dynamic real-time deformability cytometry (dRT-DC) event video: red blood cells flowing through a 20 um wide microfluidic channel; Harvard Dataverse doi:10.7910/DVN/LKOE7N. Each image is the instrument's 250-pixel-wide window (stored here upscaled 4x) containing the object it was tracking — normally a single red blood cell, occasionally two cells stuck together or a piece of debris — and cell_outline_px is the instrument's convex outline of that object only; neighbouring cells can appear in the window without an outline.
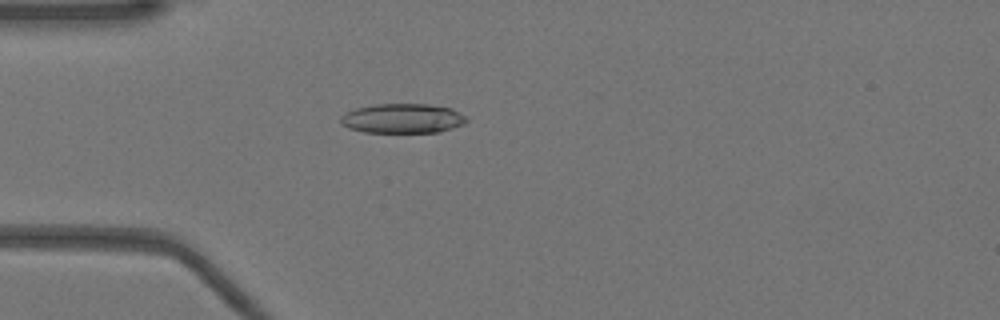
{"species": "Egyptian fruit bat (a non-hibernating species)", "species_latin": "Rousettus aegyptiacus", "temperature_condition": "warm", "stored_images_in_passage": 51, "camera_frame_rate_fps": 3000, "um_per_image_px": 0.085, "animal": {"sex": "female"}, "frame": {"image": 1, "passage_image": 14, "time_ms": 4.333, "image_size_px": [1000, 320], "cell_outline_px": [[468, 120], [464, 124], [440, 132], [364, 132], [348, 128], [340, 124], [340, 116], [356, 108], [376, 104], [428, 104], [452, 108], [468, 116]], "centroid_in_image_um": [34.25, 10.06], "position_along_channel_um": 50.8, "area_um2": 21.85}}
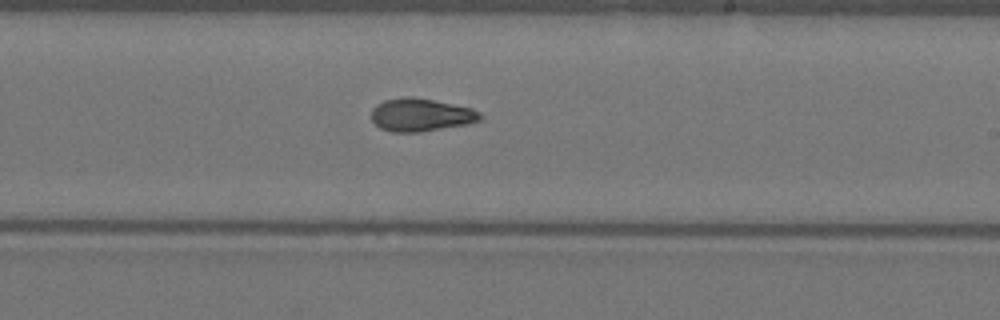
{"frame": {"image": 2, "passage_image": 30, "time_ms": 9.667, "image_size_px": [1000, 320], "cell_outline_px": [[484, 120], [468, 124], [420, 132], [392, 132], [380, 128], [372, 120], [372, 108], [376, 104], [384, 100], [400, 96], [412, 96], [472, 108], [480, 112], [484, 116]], "centroid_in_image_um": [35.8, 9.76], "position_along_channel_um": 253.2, "area_um2": 21.15}}
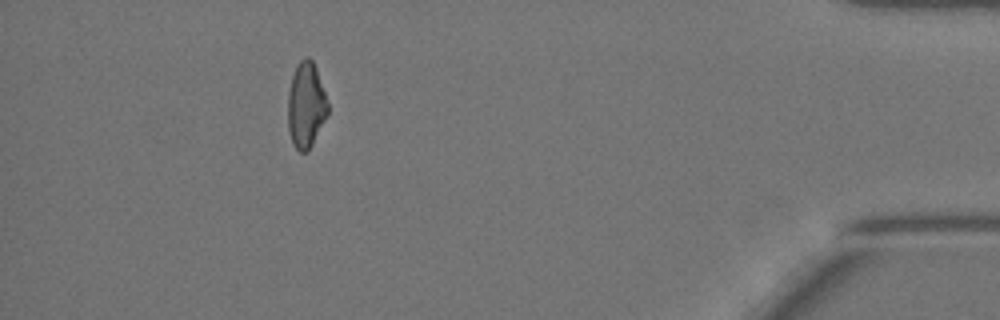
{"frame": {"image": 3, "passage_image": 46, "time_ms": 15.0, "image_size_px": [1000, 320], "cell_outline_px": [[328, 112], [312, 144], [304, 152], [300, 152], [292, 144], [288, 132], [288, 92], [292, 76], [296, 64], [304, 56], [308, 56], [312, 60], [316, 68], [328, 100]], "centroid_in_image_um": [25.99, 8.9], "position_along_channel_um": 409.2, "area_um2": 19.94}, "authors_computed_cell_mechanics": {"area_um2": 21.0392, "velocity_mm_per_s": 3.9753, "shape_relaxation_time_tau1_ms": 9.9989, "shape_relaxation_time_tau2_ms": 4.1499, "deformation_change_tau1": 0.2624, "deformation_change_tau2": 0.1002}}